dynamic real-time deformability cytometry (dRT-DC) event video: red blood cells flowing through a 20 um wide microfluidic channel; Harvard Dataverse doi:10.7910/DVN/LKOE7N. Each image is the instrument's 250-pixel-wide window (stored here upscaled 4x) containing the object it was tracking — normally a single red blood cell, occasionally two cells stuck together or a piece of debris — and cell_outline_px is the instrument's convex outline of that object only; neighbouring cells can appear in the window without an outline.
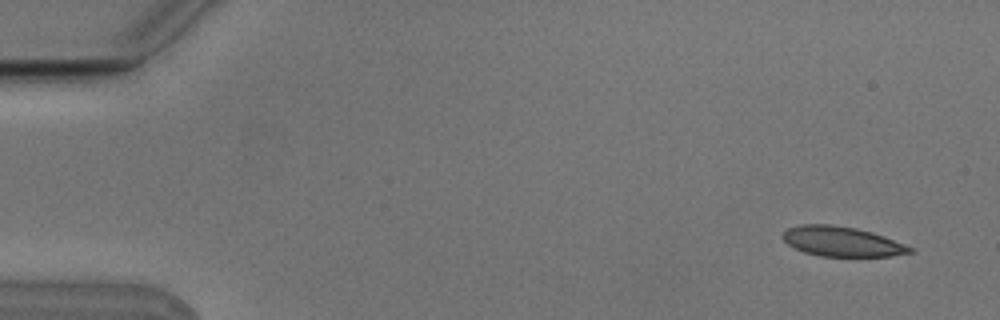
{"species": "Egyptian fruit bat (a non-hibernating species)", "species_latin": "Rousettus aegyptiacus", "temperature_condition": "cold", "stored_images_in_passage": 4, "camera_frame_rate_fps": 3000, "um_per_image_px": 0.085, "animal": {"sex": "male"}, "frame": {"image": 1, "passage_image": 1, "time_ms": 0.0, "image_size_px": [1000, 320], "cell_outline_px": [[916, 252], [892, 256], [820, 256], [804, 252], [788, 244], [780, 236], [788, 228], [800, 224], [832, 224], [856, 228], [872, 232], [884, 236], [916, 248]], "centroid_in_image_um": [71.6, 20.52], "position_along_channel_um": 13.4, "area_um2": 22.31}}